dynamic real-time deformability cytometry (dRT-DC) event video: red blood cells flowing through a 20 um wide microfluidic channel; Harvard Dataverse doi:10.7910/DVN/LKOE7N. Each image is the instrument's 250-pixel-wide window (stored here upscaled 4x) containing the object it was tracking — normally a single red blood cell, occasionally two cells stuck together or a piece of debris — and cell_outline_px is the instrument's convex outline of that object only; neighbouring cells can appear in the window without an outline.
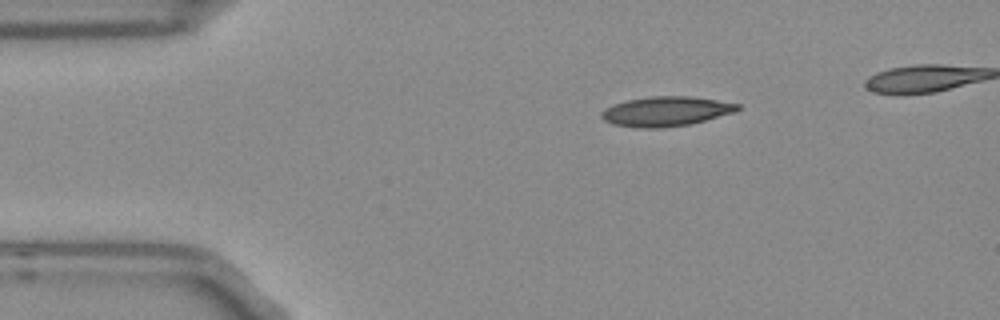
{"species": "Egyptian fruit bat (a non-hibernating species)", "species_latin": "Rousettus aegyptiacus", "temperature_condition": "room temperature", "stored_images_in_passage": 40, "camera_frame_rate_fps": 3000, "um_per_image_px": 0.085, "frame": {"image": 1, "passage_image": 1, "time_ms": 0.0, "image_size_px": [1000, 320], "cell_outline_px": [[740, 108], [736, 112], [688, 124], [660, 128], [636, 128], [612, 124], [604, 120], [600, 116], [600, 112], [616, 104], [628, 100], [648, 96], [692, 96], [740, 104]], "centroid_in_image_um": [56.61, 9.46], "position_along_channel_um": 28.4, "area_um2": 23.41}}
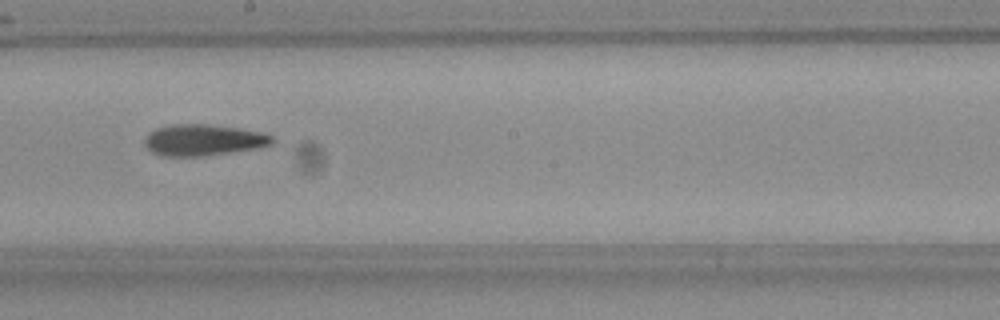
{"frame": {"image": 2, "passage_image": 21, "time_ms": 6.667, "image_size_px": [1000, 320], "cell_outline_px": [[276, 144], [260, 148], [204, 156], [164, 156], [152, 152], [144, 144], [144, 136], [148, 132], [156, 128], [172, 124], [212, 124], [240, 128], [260, 132], [276, 136]], "centroid_in_image_um": [17.34, 11.9], "position_along_channel_um": 230.9, "area_um2": 23.81}}
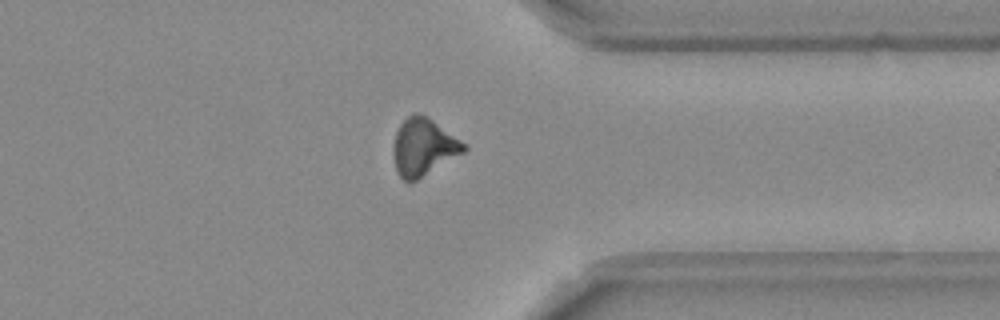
{"frame": {"image": 3, "passage_image": 33, "time_ms": 10.667, "image_size_px": [1000, 320], "cell_outline_px": [[468, 148], [464, 152], [416, 180], [404, 180], [400, 176], [396, 168], [392, 152], [396, 132], [400, 124], [412, 112], [416, 112], [432, 120], [468, 144]], "centroid_in_image_um": [36.0, 12.48], "position_along_channel_um": 375.4, "area_um2": 23.24}}